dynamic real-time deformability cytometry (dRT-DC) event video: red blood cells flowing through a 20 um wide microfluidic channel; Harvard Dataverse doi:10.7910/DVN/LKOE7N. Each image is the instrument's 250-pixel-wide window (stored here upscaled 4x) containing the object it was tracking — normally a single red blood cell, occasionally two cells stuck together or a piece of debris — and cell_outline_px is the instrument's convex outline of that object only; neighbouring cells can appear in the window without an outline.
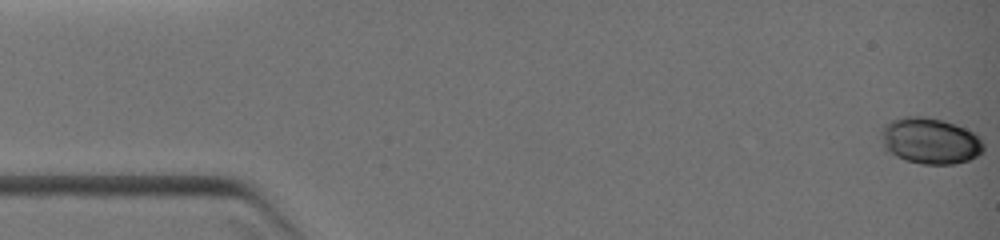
{"species": "common noctule bat (a hibernating species)", "species_latin": "Nyctalus noctula", "temperature_condition": "warm", "stored_images_in_passage": 7, "camera_frame_rate_fps": 3000, "um_per_image_px": 0.085, "animal": {"sex": "female", "body_mass_g": 19.0, "forearm_length_mm": 51.5}, "frame": {"image": 1, "passage_image": 1, "time_ms": 0.0, "image_size_px": [1000, 240], "cell_outline_px": [[984, 152], [968, 160], [956, 164], [920, 164], [904, 160], [884, 152], [880, 136], [880, 128], [884, 124], [892, 120], [904, 116], [924, 116], [944, 120], [956, 124], [972, 132], [984, 144]], "centroid_in_image_um": [78.99, 11.98], "position_along_channel_um": 6.0, "area_um2": 28.09}}
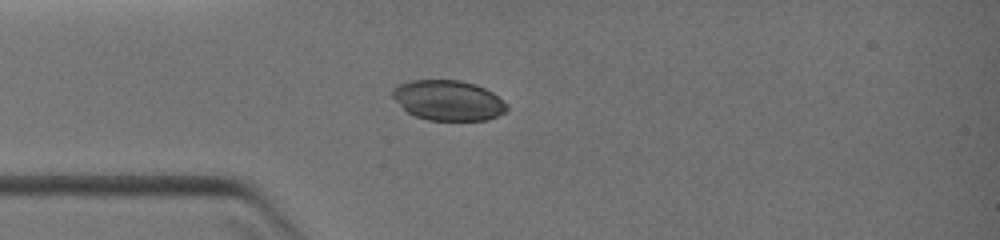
{"frame": {"image": 2, "passage_image": 6, "time_ms": 3.333, "image_size_px": [1000, 240], "cell_outline_px": [[508, 108], [504, 112], [488, 120], [428, 120], [416, 116], [408, 112], [392, 96], [392, 88], [396, 84], [412, 80], [460, 80], [476, 84], [492, 92], [508, 104]], "centroid_in_image_um": [38.1, 8.52], "position_along_channel_um": 46.9, "area_um2": 26.76}}